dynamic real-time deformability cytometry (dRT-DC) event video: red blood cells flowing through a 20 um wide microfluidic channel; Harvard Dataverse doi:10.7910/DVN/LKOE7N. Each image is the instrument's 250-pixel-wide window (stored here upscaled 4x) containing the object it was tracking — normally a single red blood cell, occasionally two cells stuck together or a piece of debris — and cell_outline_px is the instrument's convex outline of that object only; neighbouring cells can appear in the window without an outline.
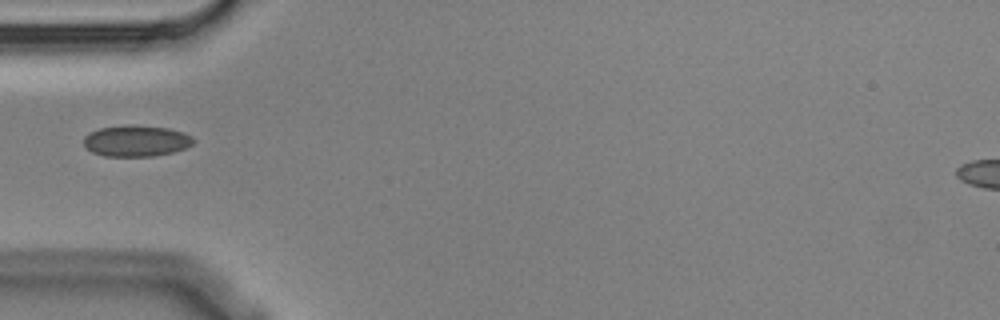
{"species": "Egyptian fruit bat (a non-hibernating species)", "species_latin": "Rousettus aegyptiacus", "temperature_condition": "cold", "stored_images_in_passage": 11, "camera_frame_rate_fps": 3000, "um_per_image_px": 0.085, "animal": {"sex": "male"}, "frame": {"image": 1, "passage_image": 1, "time_ms": 0.0, "image_size_px": [1000, 320], "cell_outline_px": [[196, 140], [192, 144], [184, 148], [172, 152], [152, 156], [104, 156], [92, 152], [84, 144], [84, 136], [100, 128], [128, 124], [168, 128], [184, 132], [192, 136]], "centroid_in_image_um": [11.6, 11.97], "position_along_channel_um": 73.4, "area_um2": 19.88}}
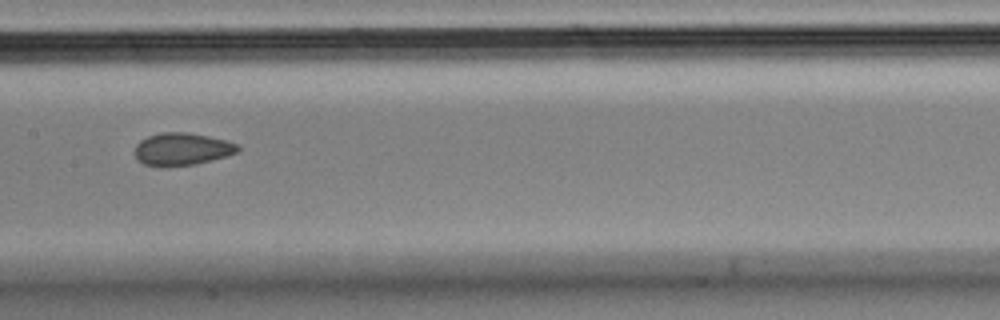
{"frame": {"image": 2, "passage_image": 4, "time_ms": 1.0, "image_size_px": [1000, 320], "cell_outline_px": [[240, 152], [228, 156], [196, 164], [164, 168], [160, 168], [144, 164], [136, 156], [136, 144], [140, 140], [148, 136], [160, 132], [188, 132], [208, 136], [224, 140], [236, 144], [240, 148]], "centroid_in_image_um": [15.47, 12.69], "position_along_channel_um": 191.9, "area_um2": 19.77}}
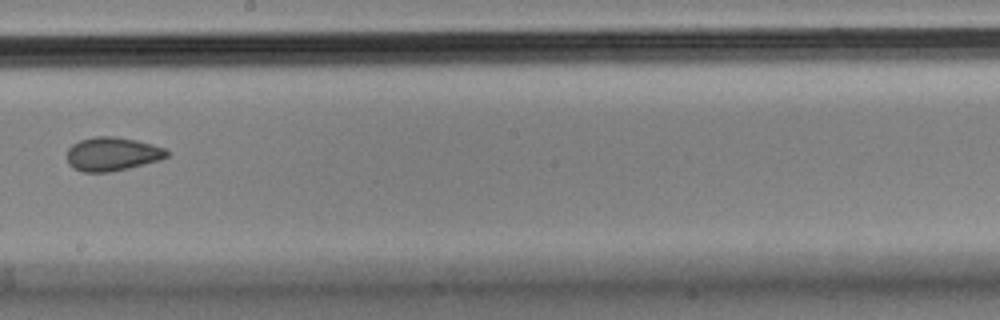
{"frame": {"image": 3, "passage_image": 5, "time_ms": 1.333, "image_size_px": [1000, 320], "cell_outline_px": [[168, 156], [160, 160], [128, 168], [108, 172], [84, 172], [72, 168], [68, 164], [68, 148], [72, 144], [80, 140], [96, 136], [116, 136], [136, 140], [152, 144], [164, 148], [168, 152]], "centroid_in_image_um": [9.53, 13.09], "position_along_channel_um": 238.7, "area_um2": 19.59}}